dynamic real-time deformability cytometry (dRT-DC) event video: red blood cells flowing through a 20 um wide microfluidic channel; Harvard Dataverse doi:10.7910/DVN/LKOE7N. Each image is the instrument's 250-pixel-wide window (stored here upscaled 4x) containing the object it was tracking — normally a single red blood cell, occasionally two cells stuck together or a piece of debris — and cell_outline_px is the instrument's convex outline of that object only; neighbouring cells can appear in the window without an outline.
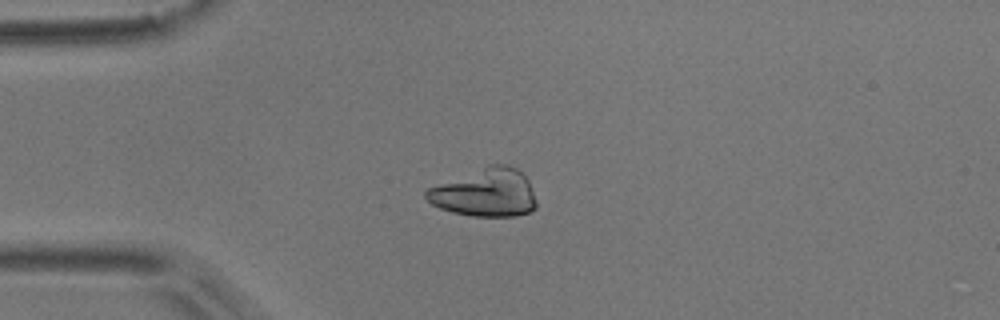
{"species": "common noctule bat (a hibernating species)", "species_latin": "Nyctalus noctula", "temperature_condition": "room temperature", "stored_images_in_passage": 6, "camera_frame_rate_fps": 3000, "um_per_image_px": 0.085, "animal": {"sex": "male", "body_mass_g": 17.9}, "frame": {"image": 1, "passage_image": 4, "time_ms": 1.0, "image_size_px": [1000, 320], "cell_outline_px": [[536, 208], [532, 212], [516, 216], [472, 216], [452, 212], [440, 208], [432, 204], [424, 196], [424, 192], [428, 188], [488, 164], [504, 164], [516, 168], [528, 180], [536, 200]], "centroid_in_image_um": [41.25, 16.39], "position_along_channel_um": 43.8, "area_um2": 30.87}}
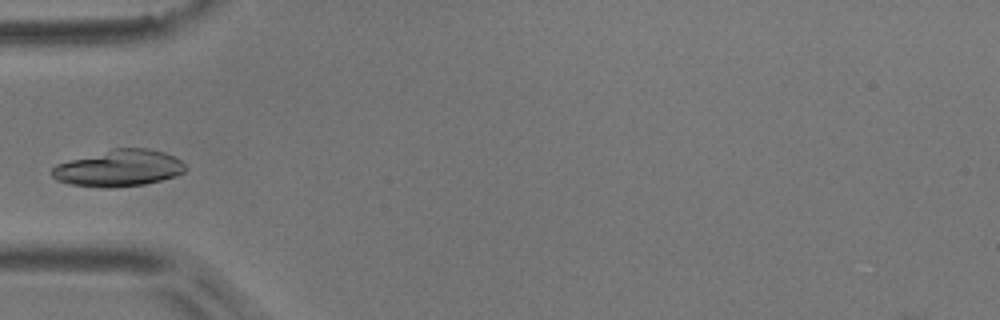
{"frame": {"image": 2, "passage_image": 5, "time_ms": 1.333, "image_size_px": [1000, 320], "cell_outline_px": [[184, 172], [176, 176], [144, 184], [116, 188], [100, 188], [68, 184], [56, 180], [52, 176], [52, 168], [56, 164], [112, 148], [148, 148], [164, 152], [180, 160], [184, 164]], "centroid_in_image_um": [10.07, 14.31], "position_along_channel_um": 74.9, "area_um2": 28.5}}
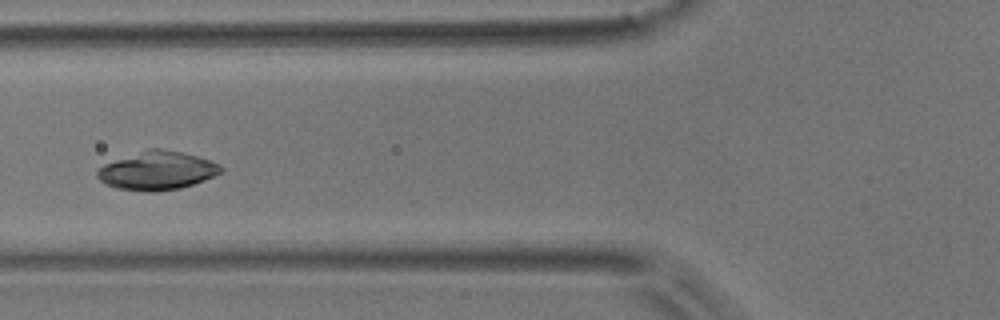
{"frame": {"image": 3, "passage_image": 6, "time_ms": 1.667, "image_size_px": [1000, 320], "cell_outline_px": [[224, 172], [204, 180], [180, 188], [156, 192], [144, 192], [116, 188], [100, 180], [96, 176], [96, 172], [104, 164], [148, 148], [160, 148], [180, 152], [196, 156], [208, 160], [224, 168]], "centroid_in_image_um": [13.35, 14.52], "position_along_channel_um": 112.4, "area_um2": 27.51}}